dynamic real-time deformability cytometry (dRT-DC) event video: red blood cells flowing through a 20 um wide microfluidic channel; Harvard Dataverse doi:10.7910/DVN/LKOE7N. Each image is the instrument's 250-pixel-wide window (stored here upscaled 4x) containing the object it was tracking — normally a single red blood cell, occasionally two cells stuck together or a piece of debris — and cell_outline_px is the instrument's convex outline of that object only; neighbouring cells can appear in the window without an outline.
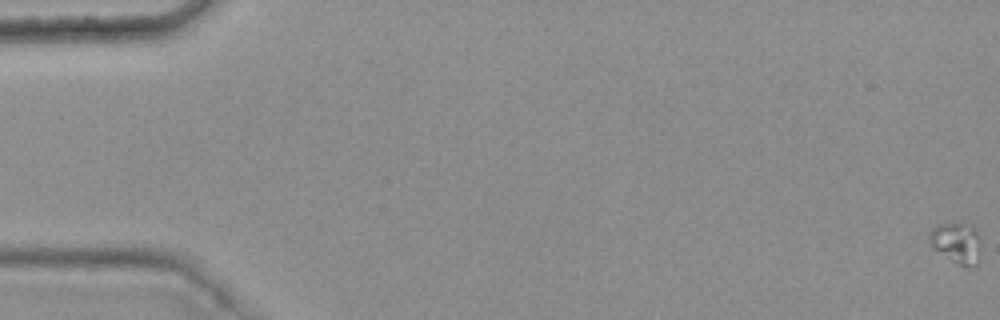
{"species": "common noctule bat (a hibernating species)", "species_latin": "Nyctalus noctula", "temperature_condition": "warm", "stored_images_in_passage": 50, "camera_frame_rate_fps": 3000, "um_per_image_px": 0.085, "animal": {"sex": "female", "body_mass_g": 25.1}, "frame": {"image": 1, "passage_image": 1, "time_ms": 0.0, "image_size_px": [1000, 320], "cell_outline_px": [[980, 244], [976, 264], [972, 268], [968, 268], [960, 264], [932, 248], [928, 240], [928, 232], [936, 224], [972, 224], [980, 236]], "centroid_in_image_um": [81.29, 20.62], "position_along_channel_um": 3.7, "area_um2": 12.25}}